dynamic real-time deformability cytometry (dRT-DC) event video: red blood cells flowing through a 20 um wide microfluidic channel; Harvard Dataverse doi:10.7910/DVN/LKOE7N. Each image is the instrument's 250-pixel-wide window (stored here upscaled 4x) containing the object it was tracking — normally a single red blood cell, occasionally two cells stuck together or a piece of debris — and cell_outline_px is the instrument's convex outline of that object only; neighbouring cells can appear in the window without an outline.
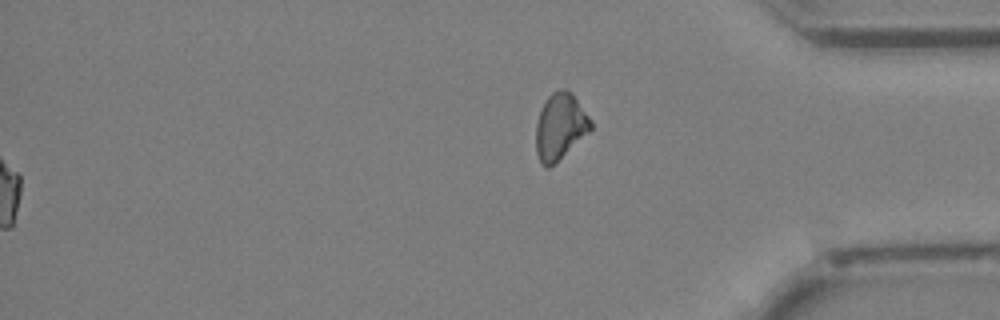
{"species": "Egyptian fruit bat (a non-hibernating species)", "species_latin": "Rousettus aegyptiacus", "temperature_condition": "cold", "stored_images_in_passage": 33, "segment_of_instrument_passage": [2, 2], "camera_frame_rate_fps": 3000, "um_per_image_px": 0.085, "animal": {"sex": "female"}, "frame": {"image": 1, "passage_image": 33, "time_ms": 10.667, "image_size_px": [1000, 320], "cell_outline_px": [[592, 128], [588, 132], [548, 168], [540, 164], [536, 152], [536, 124], [540, 112], [548, 96], [556, 88], [568, 88], [572, 92], [592, 120]], "centroid_in_image_um": [47.6, 10.69], "position_along_channel_um": 387.6, "area_um2": 20.98}}